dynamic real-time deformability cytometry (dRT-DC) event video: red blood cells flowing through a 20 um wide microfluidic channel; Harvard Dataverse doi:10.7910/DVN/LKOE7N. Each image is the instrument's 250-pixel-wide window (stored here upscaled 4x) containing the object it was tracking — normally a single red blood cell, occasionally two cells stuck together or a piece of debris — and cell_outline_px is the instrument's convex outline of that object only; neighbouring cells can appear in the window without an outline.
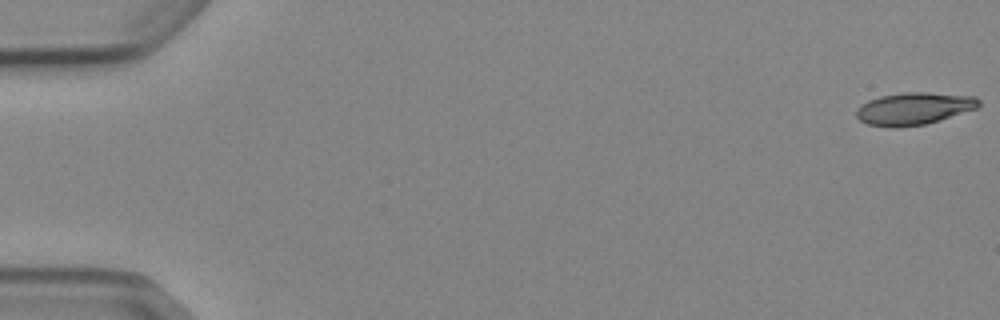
{"species": "Egyptian fruit bat (a non-hibernating species)", "species_latin": "Rousettus aegyptiacus", "temperature_condition": "cold", "stored_images_in_passage": 53, "camera_frame_rate_fps": 3000, "um_per_image_px": 0.085, "animal": {"sex": "female"}, "frame": {"image": 1, "passage_image": 1, "time_ms": 0.0, "image_size_px": [1000, 320], "cell_outline_px": [[980, 104], [976, 108], [924, 124], [892, 128], [868, 124], [860, 120], [856, 116], [856, 108], [860, 104], [868, 100], [880, 96], [904, 92], [928, 92], [976, 96], [980, 100]], "centroid_in_image_um": [77.64, 9.21], "position_along_channel_um": 7.4, "area_um2": 22.95}}
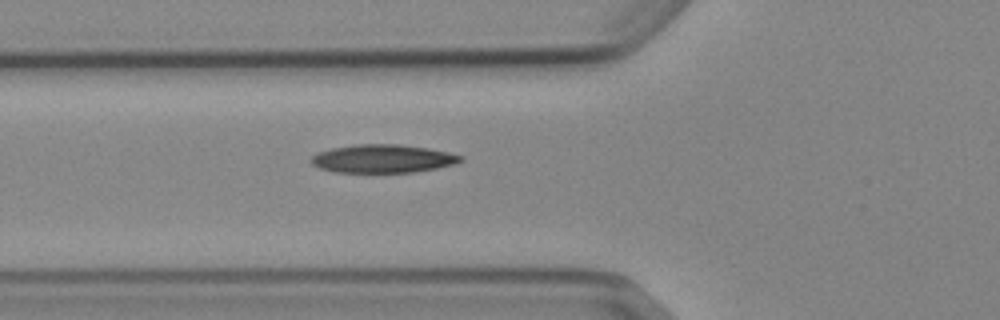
{"frame": {"image": 2, "passage_image": 20, "time_ms": 6.333, "image_size_px": [1000, 320], "cell_outline_px": [[464, 160], [456, 164], [436, 168], [412, 172], [336, 172], [320, 168], [312, 164], [308, 160], [316, 152], [332, 148], [356, 144], [400, 144], [428, 148], [464, 156]], "centroid_in_image_um": [32.52, 13.48], "position_along_channel_um": 93.3, "area_um2": 24.68}}
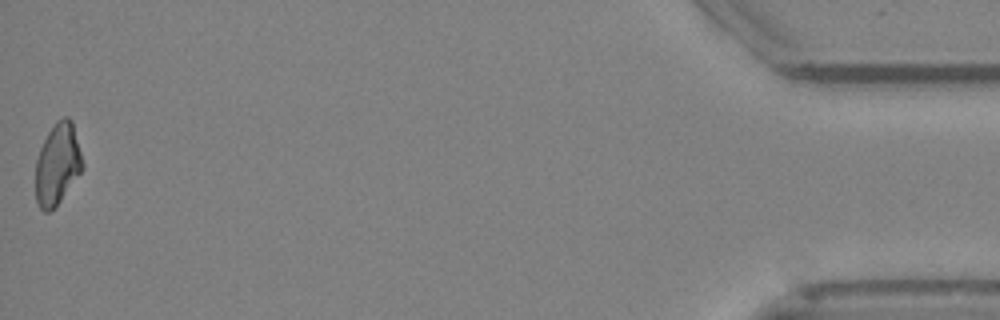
{"frame": {"image": 3, "passage_image": 53, "time_ms": 17.333, "image_size_px": [1000, 320], "cell_outline_px": [[84, 168], [60, 200], [48, 212], [44, 212], [40, 208], [36, 200], [36, 160], [40, 148], [48, 132], [56, 120], [60, 116], [68, 116], [72, 120], [84, 164]], "centroid_in_image_um": [4.89, 13.9], "position_along_channel_um": 430.3, "area_um2": 22.2}, "authors_computed_cell_mechanics": {"area_um2": 23.2934, "velocity_mm_per_s": 3.8924, "shape_relaxation_time_tau1_ms": 6.8782, "shape_relaxation_time_tau2_ms": 7.899, "deformation_change_tau1": 0.1728, "deformation_change_tau2": 0.1743}}